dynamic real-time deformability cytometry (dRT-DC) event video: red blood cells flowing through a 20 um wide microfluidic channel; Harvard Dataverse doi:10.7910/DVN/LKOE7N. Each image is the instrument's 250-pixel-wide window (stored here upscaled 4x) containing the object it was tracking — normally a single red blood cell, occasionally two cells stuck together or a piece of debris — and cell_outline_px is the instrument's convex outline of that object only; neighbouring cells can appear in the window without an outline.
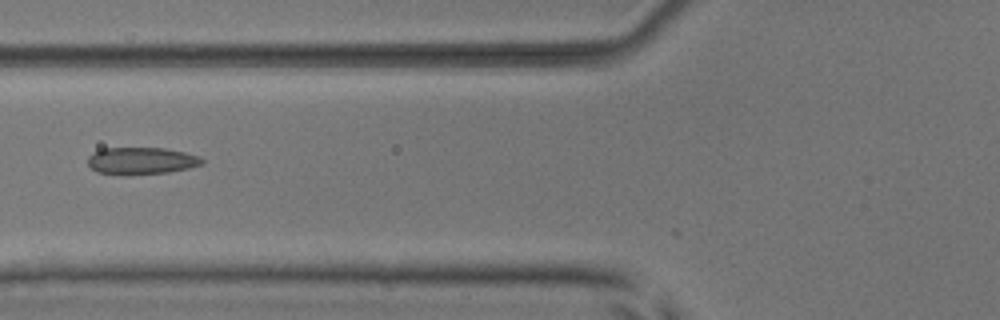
{"species": "common noctule bat (a hibernating species)", "species_latin": "Nyctalus noctula", "temperature_condition": "room temperature", "stored_images_in_passage": 4, "camera_frame_rate_fps": 3000, "um_per_image_px": 0.085, "animal": {"sex": "male", "body_mass_g": 17.9, "forearm_length_mm": 54.2}, "frame": {"image": 1, "passage_image": 2, "time_ms": 0.333, "image_size_px": [1000, 320], "cell_outline_px": [[204, 164], [188, 168], [168, 172], [96, 172], [88, 164], [88, 156], [92, 152], [100, 148], [164, 148], [184, 152], [200, 156], [204, 160]], "centroid_in_image_um": [12.04, 13.61], "position_along_channel_um": 113.8, "area_um2": 17.34}}
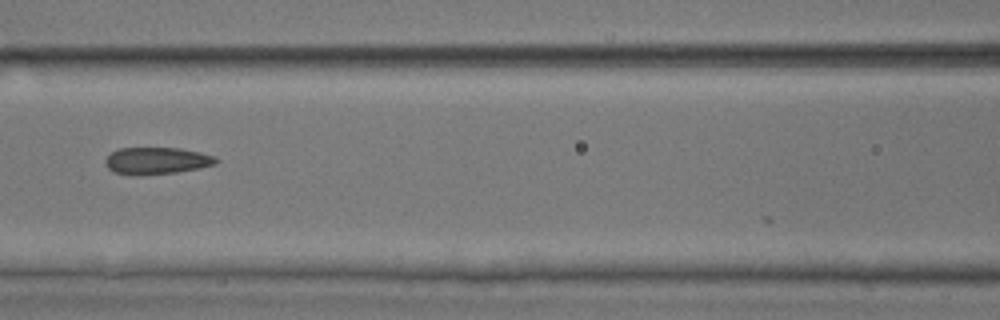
{"frame": {"image": 2, "passage_image": 3, "time_ms": 0.667, "image_size_px": [1000, 320], "cell_outline_px": [[220, 160], [216, 164], [200, 168], [176, 172], [140, 176], [136, 176], [116, 172], [108, 168], [104, 164], [104, 160], [112, 152], [120, 148], [180, 148], [200, 152], [216, 156]], "centroid_in_image_um": [13.34, 13.67], "position_along_channel_um": 153.3, "area_um2": 17.57}}